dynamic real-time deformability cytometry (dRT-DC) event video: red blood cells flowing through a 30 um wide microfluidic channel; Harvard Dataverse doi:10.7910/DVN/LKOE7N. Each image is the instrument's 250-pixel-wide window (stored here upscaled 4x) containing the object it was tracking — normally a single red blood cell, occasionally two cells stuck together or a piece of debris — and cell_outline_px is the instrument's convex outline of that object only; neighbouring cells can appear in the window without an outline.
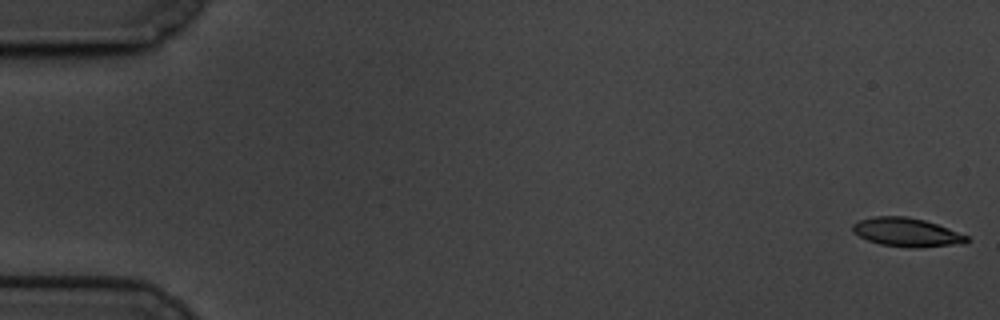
{"species": "common noctule bat (a hibernating species)", "species_latin": "Nyctalus noctula", "temperature_condition": "cold", "stored_images_in_passage": 60, "camera_frame_rate_fps": 3000, "um_per_image_px": 0.085, "animal": {"sex": "male", "body_mass_g": 19.5, "forearm_length_mm": 54.6}, "frame": {"image": 1, "passage_image": 1, "time_ms": 0.0, "image_size_px": [1000, 320], "cell_outline_px": [[968, 240], [964, 244], [916, 248], [912, 248], [880, 244], [868, 240], [852, 232], [852, 224], [860, 220], [876, 216], [908, 216], [924, 220], [948, 228], [968, 236]], "centroid_in_image_um": [77.07, 19.75], "position_along_channel_um": 7.9, "area_um2": 19.07}}
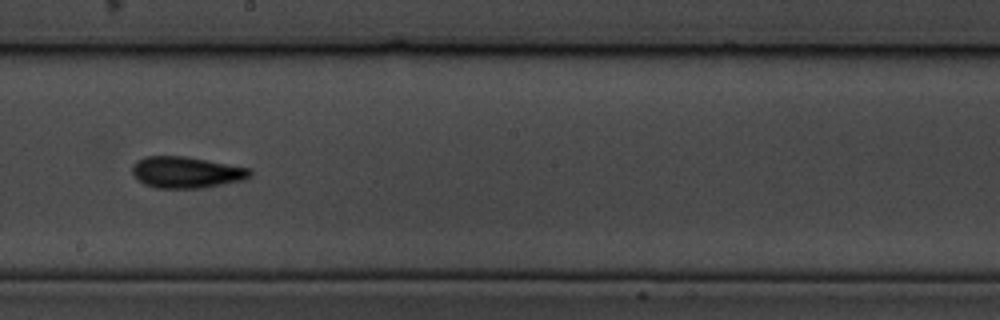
{"frame": {"image": 2, "passage_image": 34, "time_ms": 11.0, "image_size_px": [1000, 320], "cell_outline_px": [[252, 176], [244, 180], [200, 188], [156, 188], [144, 184], [136, 180], [132, 172], [132, 164], [136, 160], [148, 156], [188, 156], [252, 168]], "centroid_in_image_um": [15.85, 14.64], "position_along_channel_um": 232.4, "area_um2": 21.91}}
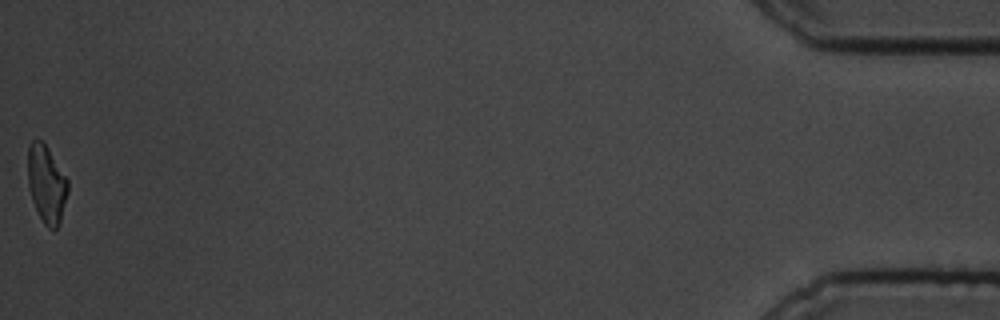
{"frame": {"image": 3, "passage_image": 60, "time_ms": 19.667, "image_size_px": [1000, 320], "cell_outline_px": [[68, 192], [60, 224], [52, 232], [44, 224], [32, 200], [28, 188], [28, 144], [36, 136], [48, 148], [68, 180]], "centroid_in_image_um": [3.95, 15.64], "position_along_channel_um": 431.3, "area_um2": 18.26}, "authors_computed_cell_mechanics": {"area_um2": 19.8254, "velocity_mm_per_s": 3.3713, "shape_relaxation_time_tau1_ms": 4.2686, "shape_relaxation_time_tau2_ms": 2.9549, "deformation_change_tau1": 0.1585, "deformation_change_tau2": 0.1057}}